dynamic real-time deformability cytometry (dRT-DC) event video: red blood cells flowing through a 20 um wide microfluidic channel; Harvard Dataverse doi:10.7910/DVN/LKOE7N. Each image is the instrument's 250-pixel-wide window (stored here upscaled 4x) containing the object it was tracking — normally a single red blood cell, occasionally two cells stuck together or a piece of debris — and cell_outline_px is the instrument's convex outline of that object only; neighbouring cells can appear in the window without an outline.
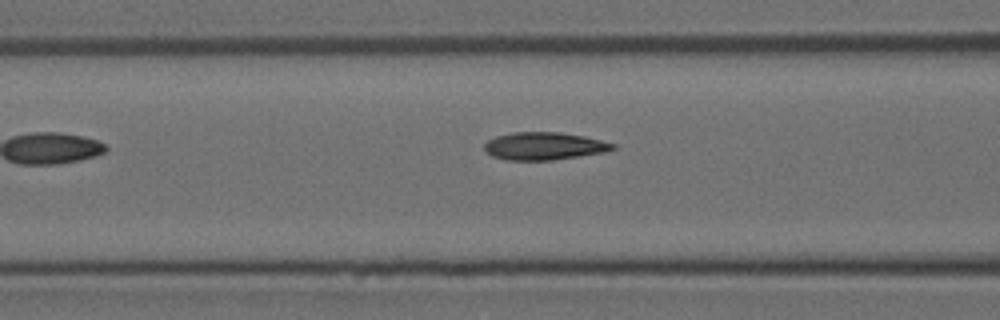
{"species": "Egyptian fruit bat (a non-hibernating species)", "species_latin": "Rousettus aegyptiacus", "temperature_condition": "room temperature", "stored_images_in_passage": 5, "camera_frame_rate_fps": 3000, "um_per_image_px": 0.085, "animal": {"sex": "female"}, "frame": {"image": 1, "passage_image": 5, "time_ms": 4.667, "image_size_px": [1000, 320], "cell_outline_px": [[616, 148], [604, 152], [552, 160], [508, 160], [492, 156], [484, 148], [484, 144], [488, 140], [496, 136], [512, 132], [560, 132], [584, 136], [616, 144]], "centroid_in_image_um": [46.24, 12.41], "position_along_channel_um": 120.4, "area_um2": 20.58}}